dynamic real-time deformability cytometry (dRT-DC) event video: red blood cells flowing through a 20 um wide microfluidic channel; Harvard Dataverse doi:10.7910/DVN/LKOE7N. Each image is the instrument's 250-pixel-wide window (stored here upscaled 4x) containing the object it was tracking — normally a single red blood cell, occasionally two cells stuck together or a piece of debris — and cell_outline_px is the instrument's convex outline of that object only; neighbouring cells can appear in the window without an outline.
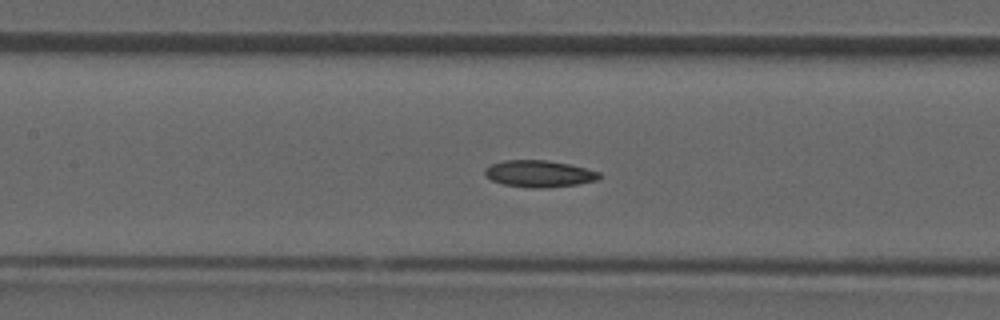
{"species": "common noctule bat (a hibernating species)", "species_latin": "Nyctalus noctula", "temperature_condition": "room temperature", "stored_images_in_passage": 40, "camera_frame_rate_fps": 3000, "um_per_image_px": 0.085, "animal": {"sex": "male", "forearm_length_mm": 52.5}, "frame": {"image": 1, "passage_image": 18, "time_ms": 5.667, "image_size_px": [1000, 320], "cell_outline_px": [[600, 180], [576, 184], [548, 188], [528, 188], [504, 184], [492, 180], [484, 176], [484, 168], [492, 164], [504, 160], [548, 160], [568, 164], [600, 172]], "centroid_in_image_um": [45.81, 14.77], "position_along_channel_um": 161.6, "area_um2": 17.92}}
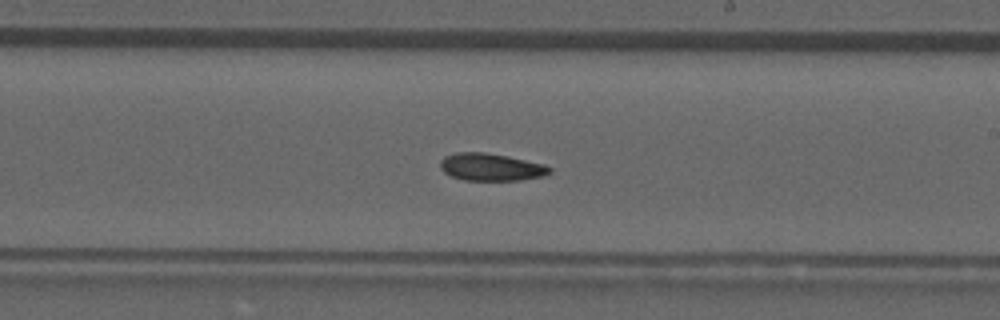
{"frame": {"image": 2, "passage_image": 23, "time_ms": 7.333, "image_size_px": [1000, 320], "cell_outline_px": [[552, 172], [544, 176], [520, 180], [464, 180], [452, 176], [444, 172], [440, 168], [440, 160], [444, 156], [456, 152], [484, 152], [508, 156], [544, 164], [552, 168]], "centroid_in_image_um": [41.74, 14.19], "position_along_channel_um": 247.3, "area_um2": 17.57}}